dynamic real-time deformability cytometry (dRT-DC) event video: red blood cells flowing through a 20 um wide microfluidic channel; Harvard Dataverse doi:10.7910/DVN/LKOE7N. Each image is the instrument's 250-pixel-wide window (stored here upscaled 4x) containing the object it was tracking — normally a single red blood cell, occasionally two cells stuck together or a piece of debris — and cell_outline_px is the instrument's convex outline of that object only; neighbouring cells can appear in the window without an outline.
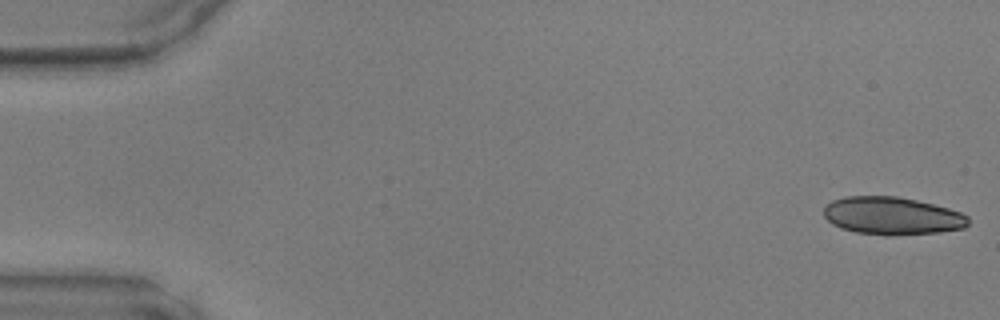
{"species": "common noctule bat (a hibernating species)", "species_latin": "Nyctalus noctula", "temperature_condition": "warm", "stored_images_in_passage": 46, "camera_frame_rate_fps": 3000, "um_per_image_px": 0.085, "animal": {"sex": "male", "body_mass_g": 17.9, "forearm_length_mm": 54.2}, "frame": {"image": 1, "passage_image": 1, "time_ms": 0.0, "image_size_px": [1000, 320], "cell_outline_px": [[968, 224], [964, 228], [940, 232], [888, 236], [884, 236], [856, 232], [840, 228], [832, 224], [824, 216], [824, 208], [832, 200], [844, 196], [896, 196], [916, 200], [948, 208], [960, 212], [968, 216]], "centroid_in_image_um": [75.81, 18.35], "position_along_channel_um": 9.2, "area_um2": 31.91}}
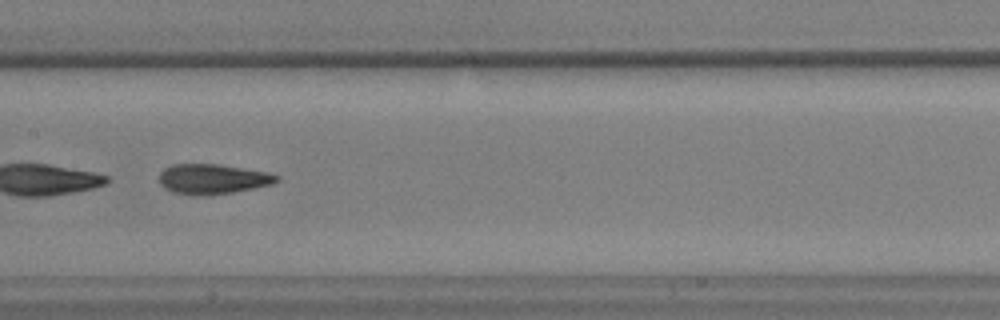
{"frame": {"image": 2, "passage_image": 24, "time_ms": 7.667, "image_size_px": [1000, 320], "cell_outline_px": [[280, 180], [272, 184], [232, 192], [204, 196], [192, 196], [172, 192], [164, 188], [160, 184], [160, 172], [164, 168], [172, 164], [220, 164], [268, 172], [280, 176]], "centroid_in_image_um": [18.06, 15.22], "position_along_channel_um": 189.3, "area_um2": 20.75}}
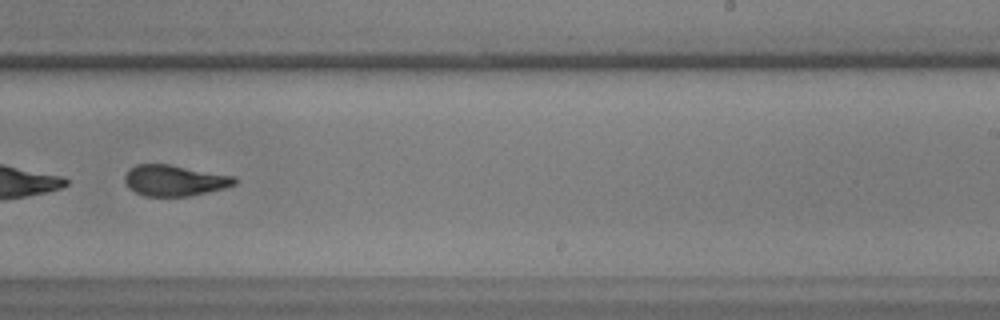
{"frame": {"image": 3, "passage_image": 30, "time_ms": 9.667, "image_size_px": [1000, 320], "cell_outline_px": [[236, 184], [224, 188], [188, 196], [144, 196], [128, 188], [124, 180], [124, 176], [128, 168], [136, 164], [168, 164], [236, 176]], "centroid_in_image_um": [14.8, 15.33], "position_along_channel_um": 274.2, "area_um2": 19.88}}